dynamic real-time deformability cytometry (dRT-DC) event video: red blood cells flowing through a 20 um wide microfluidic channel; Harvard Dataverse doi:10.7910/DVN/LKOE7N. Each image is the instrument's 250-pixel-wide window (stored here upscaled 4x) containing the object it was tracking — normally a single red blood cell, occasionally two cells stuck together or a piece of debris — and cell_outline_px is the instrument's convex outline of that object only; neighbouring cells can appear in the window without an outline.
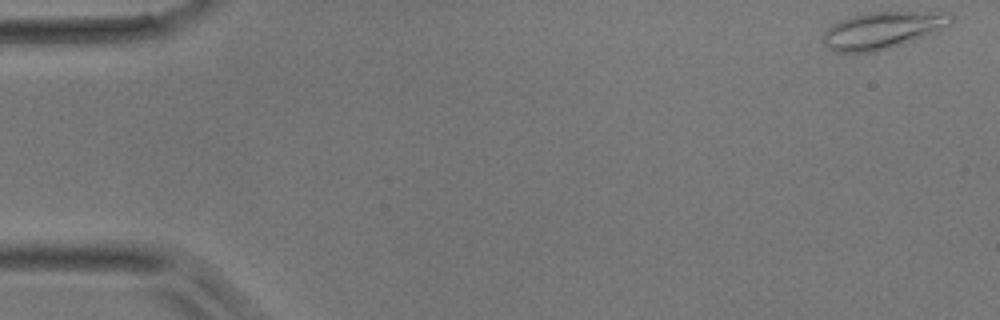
{"species": "common noctule bat (a hibernating species)", "species_latin": "Nyctalus noctula", "temperature_condition": "room temperature", "stored_images_in_passage": 8, "camera_frame_rate_fps": 3000, "um_per_image_px": 0.085, "animal": {"sex": "male", "body_mass_g": 17.9}, "frame": {"image": 1, "passage_image": 1, "time_ms": 0.0, "image_size_px": [1000, 320], "cell_outline_px": [[956, 16], [952, 24], [936, 32], [888, 48], [872, 52], [836, 52], [828, 48], [824, 44], [824, 32], [832, 24], [840, 20], [852, 16], [868, 12], [952, 12]], "centroid_in_image_um": [75.07, 2.55], "position_along_channel_um": 9.9, "area_um2": 27.46}}